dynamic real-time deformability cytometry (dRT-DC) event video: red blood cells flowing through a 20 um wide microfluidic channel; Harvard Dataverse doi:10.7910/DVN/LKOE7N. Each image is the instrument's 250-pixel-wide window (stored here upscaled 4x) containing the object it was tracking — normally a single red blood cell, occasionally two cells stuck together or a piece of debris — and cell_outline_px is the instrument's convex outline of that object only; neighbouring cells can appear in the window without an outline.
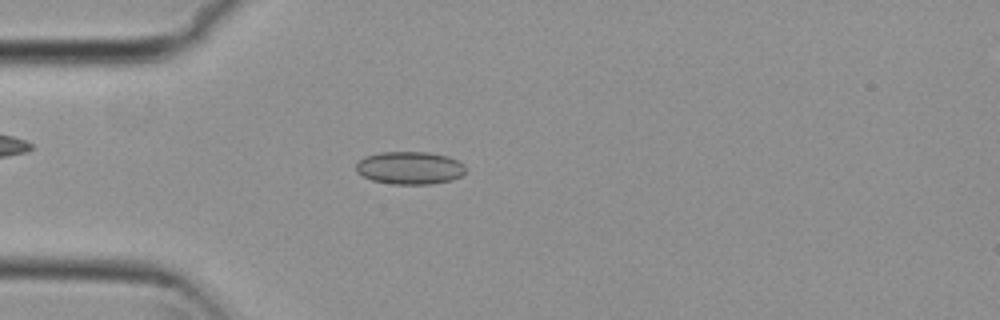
{"species": "common noctule bat (a hibernating species)", "species_latin": "Nyctalus noctula", "temperature_condition": "cold", "stored_images_in_passage": 50, "camera_frame_rate_fps": 3000, "um_per_image_px": 0.085, "animal": {"sex": "female", "body_mass_g": 29.2, "forearm_length_mm": 56.3}, "frame": {"image": 1, "passage_image": 10, "time_ms": 3.0, "image_size_px": [1000, 320], "cell_outline_px": [[464, 172], [460, 176], [452, 180], [432, 184], [392, 184], [372, 180], [356, 172], [356, 164], [364, 156], [380, 152], [428, 152], [448, 156], [464, 164]], "centroid_in_image_um": [34.82, 14.27], "position_along_channel_um": 50.2, "area_um2": 20.92}}
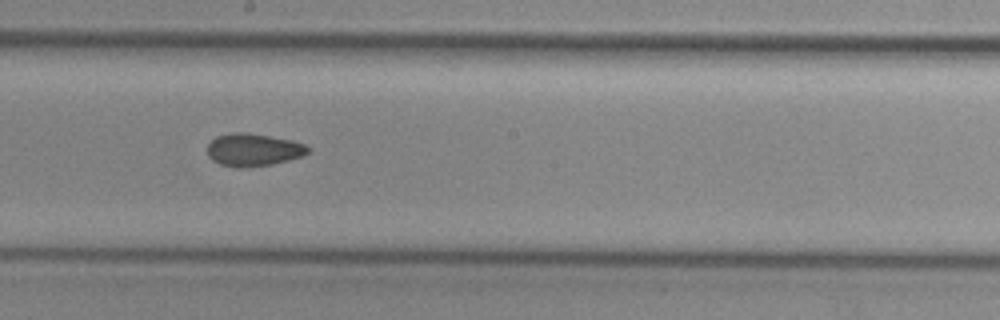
{"frame": {"image": 2, "passage_image": 25, "time_ms": 8.0, "image_size_px": [1000, 320], "cell_outline_px": [[308, 152], [304, 156], [272, 164], [240, 168], [236, 168], [220, 164], [212, 160], [208, 156], [208, 144], [216, 136], [232, 132], [244, 132], [292, 140], [304, 144], [308, 148]], "centroid_in_image_um": [21.51, 12.74], "position_along_channel_um": 226.7, "area_um2": 19.07}}
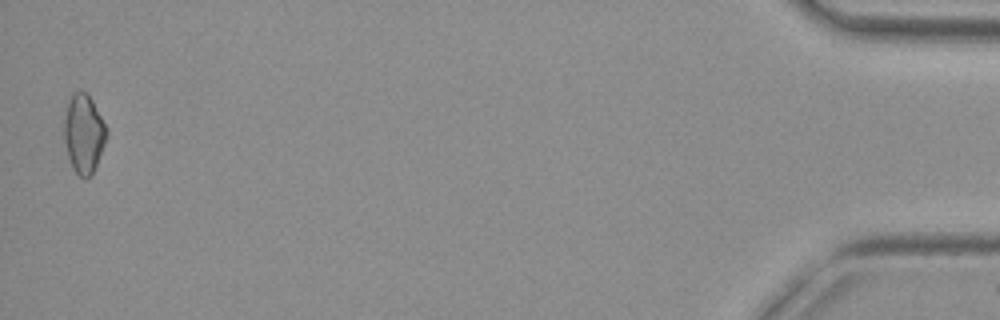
{"frame": {"image": 3, "passage_image": 49, "time_ms": 16.0, "image_size_px": [1000, 320], "cell_outline_px": [[108, 132], [104, 144], [96, 164], [92, 172], [88, 176], [80, 176], [72, 168], [68, 156], [64, 140], [64, 120], [68, 100], [72, 92], [84, 92], [92, 100], [108, 128]], "centroid_in_image_um": [7.11, 11.33], "position_along_channel_um": 428.1, "area_um2": 19.19}, "authors_computed_cell_mechanics": {"area_um2": 19.0451, "velocity_mm_per_s": 3.7512, "shape_relaxation_time_tau1_ms": 7.479, "shape_relaxation_time_tau2_ms": 3.5257, "deformation_change_tau1": 0.0952, "deformation_change_tau2": 0.0893}}